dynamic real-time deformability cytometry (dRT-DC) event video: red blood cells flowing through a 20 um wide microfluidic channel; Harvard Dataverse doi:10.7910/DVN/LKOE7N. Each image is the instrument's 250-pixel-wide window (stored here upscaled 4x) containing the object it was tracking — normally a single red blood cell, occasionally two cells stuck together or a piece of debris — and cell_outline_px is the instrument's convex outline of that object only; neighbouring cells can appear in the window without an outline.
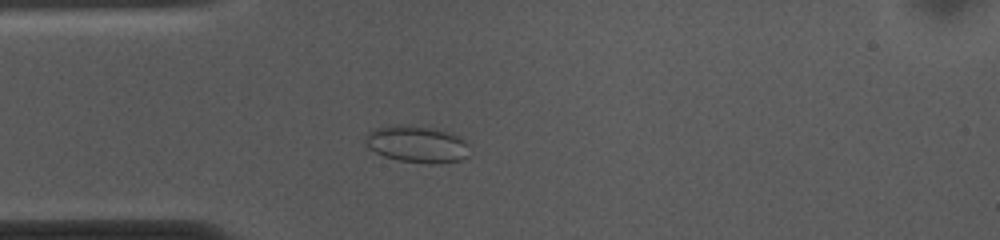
{"species": "common noctule bat (a hibernating species)", "species_latin": "Nyctalus noctula", "temperature_condition": "cold", "stored_images_in_passage": 52, "camera_frame_rate_fps": 3000, "um_per_image_px": 0.085, "animal": {"sex": "female", "body_mass_g": 10.0, "forearm_length_mm": 53.1}, "frame": {"image": 1, "passage_image": 12, "time_ms": 3.667, "image_size_px": [1000, 240], "cell_outline_px": [[468, 156], [460, 160], [432, 164], [400, 160], [384, 156], [368, 148], [364, 144], [364, 140], [368, 132], [372, 128], [392, 124], [404, 124], [432, 128], [448, 132], [464, 140], [468, 144]], "centroid_in_image_um": [35.38, 12.23], "position_along_channel_um": 49.6, "area_um2": 22.43}}
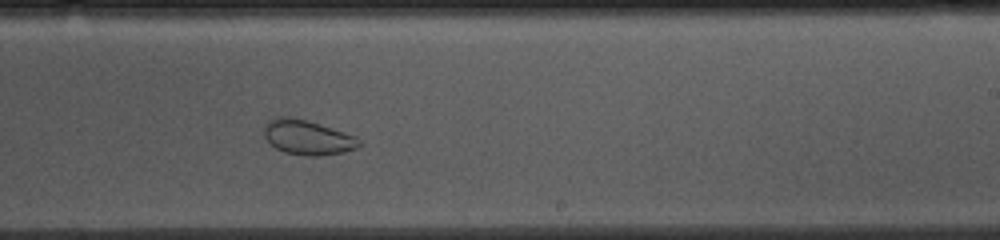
{"frame": {"image": 2, "passage_image": 30, "time_ms": 9.667, "image_size_px": [1000, 240], "cell_outline_px": [[360, 144], [356, 148], [340, 152], [316, 156], [308, 156], [284, 152], [268, 144], [264, 136], [264, 128], [268, 120], [272, 116], [288, 116], [308, 120], [352, 136], [360, 140]], "centroid_in_image_um": [26.03, 11.66], "position_along_channel_um": 263.0, "area_um2": 19.02}}
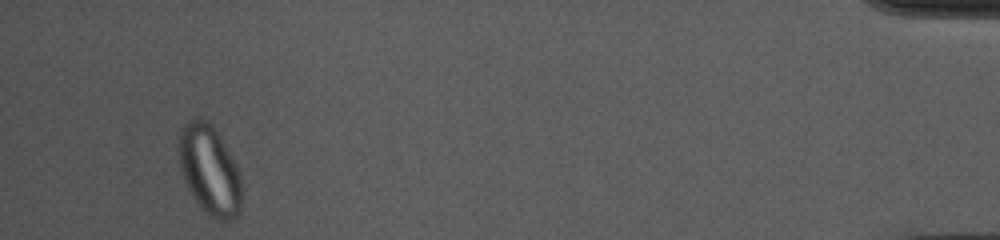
{"frame": {"image": 3, "passage_image": 49, "time_ms": 16.0, "image_size_px": [1000, 240], "cell_outline_px": [[240, 216], [228, 220], [220, 220], [208, 216], [192, 196], [184, 180], [180, 168], [176, 148], [180, 132], [184, 124], [188, 120], [204, 120], [212, 124], [236, 168], [240, 176]], "centroid_in_image_um": [17.76, 14.49], "position_along_channel_um": 417.4, "area_um2": 32.31}}